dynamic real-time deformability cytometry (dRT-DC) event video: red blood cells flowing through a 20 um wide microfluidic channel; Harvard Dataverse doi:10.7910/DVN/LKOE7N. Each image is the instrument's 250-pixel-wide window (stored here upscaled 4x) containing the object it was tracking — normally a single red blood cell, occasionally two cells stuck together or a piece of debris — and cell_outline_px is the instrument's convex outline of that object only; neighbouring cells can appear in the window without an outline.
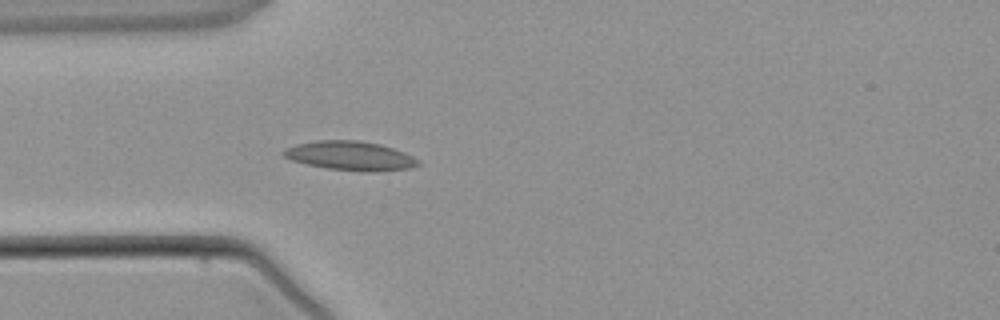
{"species": "common noctule bat (a hibernating species)", "species_latin": "Nyctalus noctula", "temperature_condition": "warm", "stored_images_in_passage": 3, "camera_frame_rate_fps": 3000, "um_per_image_px": 0.085, "animal": {"sex": "male", "body_mass_g": 21.5, "forearm_length_mm": 52.0}, "frame": {"image": 1, "passage_image": 3, "time_ms": 2.333, "image_size_px": [1000, 320], "cell_outline_px": [[420, 164], [412, 168], [372, 172], [328, 168], [308, 164], [292, 160], [284, 156], [280, 152], [284, 148], [296, 144], [316, 140], [360, 140], [380, 144], [404, 152], [420, 160]], "centroid_in_image_um": [29.78, 13.23], "position_along_channel_um": 55.2, "area_um2": 22.83}}